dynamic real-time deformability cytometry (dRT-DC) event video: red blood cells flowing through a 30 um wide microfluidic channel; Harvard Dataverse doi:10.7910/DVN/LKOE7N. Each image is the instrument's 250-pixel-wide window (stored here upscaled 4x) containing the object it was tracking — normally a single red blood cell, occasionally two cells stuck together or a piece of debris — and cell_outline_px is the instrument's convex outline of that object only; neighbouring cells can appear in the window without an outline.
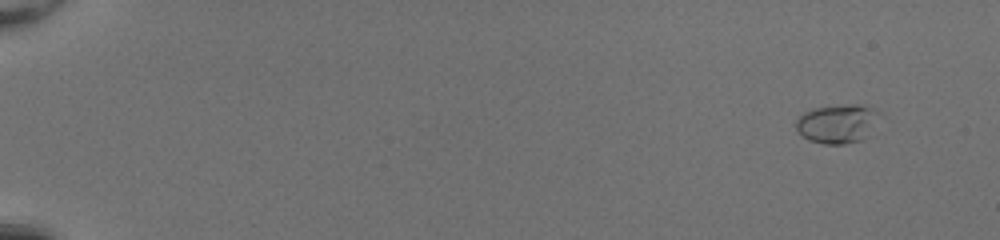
{"species": "common noctule bat (a hibernating species)", "species_latin": "Nyctalus noctula", "temperature_condition": "room temperature", "stored_images_in_passage": 49, "camera_frame_rate_fps": 3000, "um_per_image_px": 0.085, "animal": {"sex": "female", "body_mass_g": 20.0, "forearm_length_mm": 54.0}, "frame": {"image": 1, "passage_image": 1, "time_ms": 0.0, "image_size_px": [1000, 240], "cell_outline_px": [[884, 112], [868, 136], [860, 140], [844, 144], [824, 144], [808, 140], [796, 128], [796, 120], [804, 112], [812, 108], [840, 104], [864, 104]], "centroid_in_image_um": [71.25, 10.48], "position_along_channel_um": 13.7, "area_um2": 19.42}}
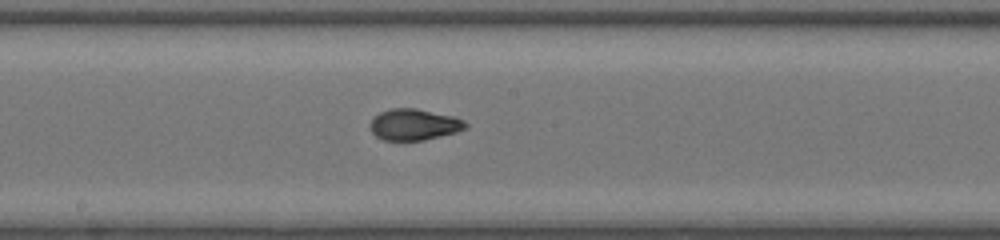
{"frame": {"image": 2, "passage_image": 28, "time_ms": 9.0, "image_size_px": [1000, 240], "cell_outline_px": [[468, 128], [456, 132], [424, 140], [384, 140], [376, 136], [372, 132], [368, 124], [372, 116], [380, 112], [392, 108], [416, 108], [456, 116], [464, 120], [468, 124]], "centroid_in_image_um": [35.19, 10.57], "position_along_channel_um": 213.0, "area_um2": 17.69}}
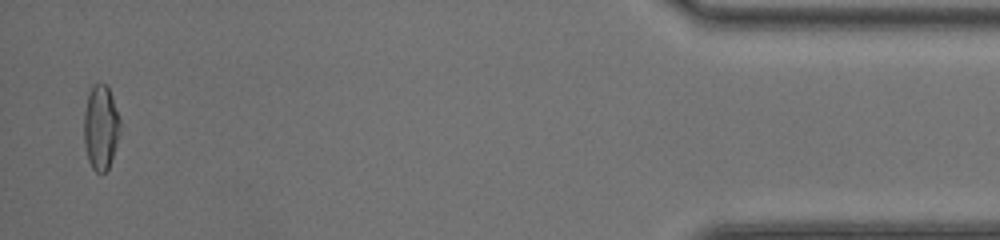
{"frame": {"image": 3, "passage_image": 48, "time_ms": 15.667, "image_size_px": [1000, 240], "cell_outline_px": [[120, 124], [116, 144], [108, 168], [104, 172], [96, 172], [92, 168], [88, 160], [84, 144], [84, 112], [88, 92], [92, 84], [108, 84], [120, 120]], "centroid_in_image_um": [8.54, 10.78], "position_along_channel_um": 426.7, "area_um2": 17.74}, "authors_computed_cell_mechanics": {"area_um2": 17.3978, "velocity_mm_per_s": 4.2382, "shape_relaxation_time_tau1_ms": 7.9126, "shape_relaxation_time_tau2_ms": 0.746, "deformation_change_tau1": 0.2469, "deformation_change_tau2": 0.0531}}